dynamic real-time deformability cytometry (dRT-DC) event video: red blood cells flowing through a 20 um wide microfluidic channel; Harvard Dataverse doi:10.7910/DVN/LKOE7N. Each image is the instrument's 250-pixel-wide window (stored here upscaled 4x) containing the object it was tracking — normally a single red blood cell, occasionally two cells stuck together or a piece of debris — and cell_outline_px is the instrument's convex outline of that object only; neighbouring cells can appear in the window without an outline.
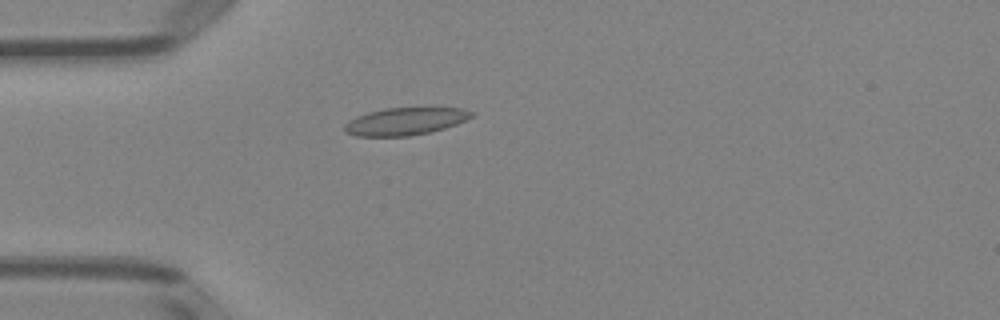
{"species": "Egyptian fruit bat (a non-hibernating species)", "species_latin": "Rousettus aegyptiacus", "temperature_condition": "room temperature", "stored_images_in_passage": 5, "camera_frame_rate_fps": 3000, "um_per_image_px": 0.085, "animal": {"sex": "female"}, "frame": {"image": 1, "passage_image": 5, "time_ms": 4.667, "image_size_px": [1000, 320], "cell_outline_px": [[476, 112], [472, 116], [456, 124], [432, 132], [408, 136], [356, 136], [344, 132], [344, 124], [348, 120], [356, 116], [368, 112], [384, 108], [432, 104], [464, 108]], "centroid_in_image_um": [34.52, 10.25], "position_along_channel_um": 50.5, "area_um2": 21.56}}